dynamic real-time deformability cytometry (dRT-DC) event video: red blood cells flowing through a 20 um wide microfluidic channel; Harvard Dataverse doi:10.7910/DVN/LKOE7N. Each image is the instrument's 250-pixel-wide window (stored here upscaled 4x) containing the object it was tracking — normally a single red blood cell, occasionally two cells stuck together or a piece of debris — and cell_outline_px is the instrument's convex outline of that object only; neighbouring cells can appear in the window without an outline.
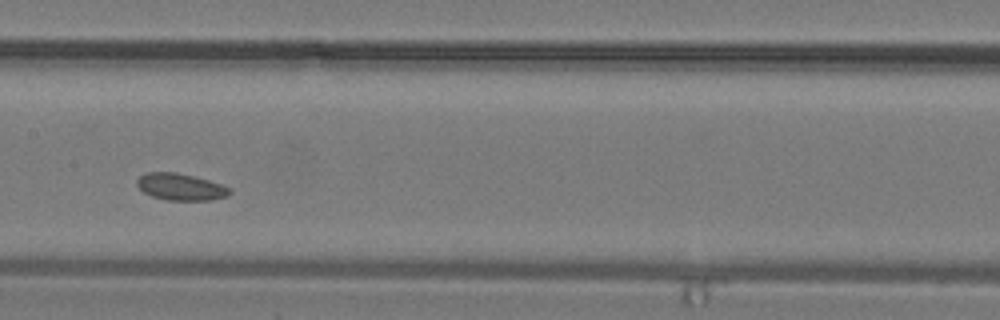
{"species": "common noctule bat (a hibernating species)", "species_latin": "Nyctalus noctula", "temperature_condition": "warm", "stored_images_in_passage": 22, "camera_frame_rate_fps": 3000, "um_per_image_px": 0.085, "animal": {"sex": "male", "body_mass_g": 19.2, "forearm_length_mm": 51.8}, "frame": {"image": 1, "passage_image": 10, "time_ms": 3.0, "image_size_px": [1000, 320], "cell_outline_px": [[232, 192], [228, 196], [212, 200], [168, 200], [152, 196], [144, 192], [136, 184], [136, 180], [140, 176], [148, 172], [176, 172], [208, 180], [232, 188]], "centroid_in_image_um": [15.38, 15.89], "position_along_channel_um": 192.0, "area_um2": 14.45}}
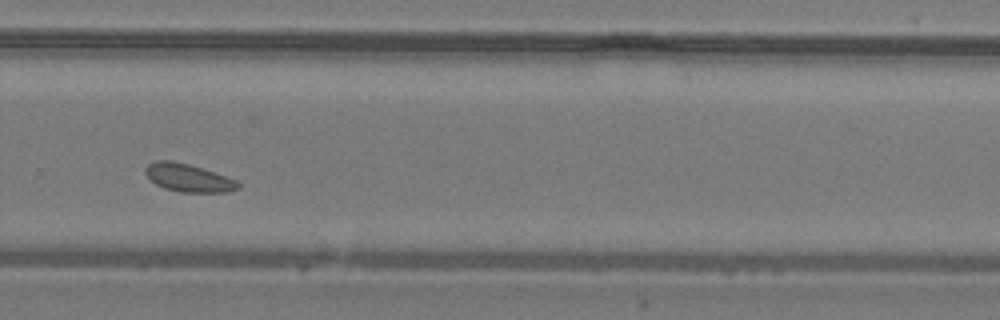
{"frame": {"image": 2, "passage_image": 16, "time_ms": 5.0, "image_size_px": [1000, 320], "cell_outline_px": [[240, 188], [224, 192], [180, 192], [164, 188], [156, 184], [144, 172], [144, 168], [148, 164], [156, 160], [172, 160], [188, 164], [236, 180], [240, 184]], "centroid_in_image_um": [15.97, 15.11], "position_along_channel_um": 313.8, "area_um2": 14.85}}